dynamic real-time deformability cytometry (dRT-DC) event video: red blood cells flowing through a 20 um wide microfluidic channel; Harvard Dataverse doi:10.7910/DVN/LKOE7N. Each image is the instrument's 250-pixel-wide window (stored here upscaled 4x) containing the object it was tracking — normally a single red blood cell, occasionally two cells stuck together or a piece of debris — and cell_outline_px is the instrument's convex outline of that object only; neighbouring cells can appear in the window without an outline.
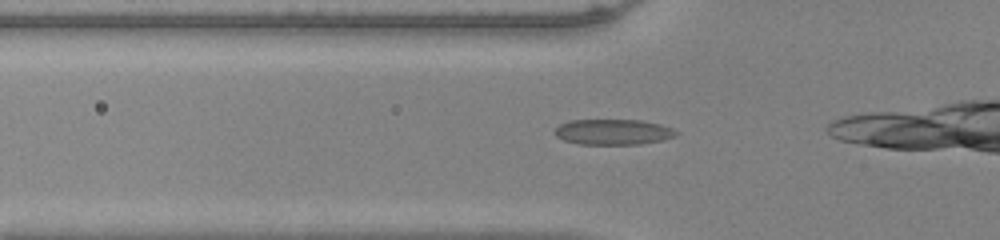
{"species": "common noctule bat (a hibernating species)", "species_latin": "Nyctalus noctula", "temperature_condition": "warm", "stored_images_in_passage": 12, "camera_frame_rate_fps": 3000, "um_per_image_px": 0.085, "animal": {"sex": "male", "body_mass_g": 20.0, "forearm_length_mm": 53.3}, "frame": {"image": 1, "passage_image": 7, "time_ms": 2.0, "image_size_px": [1000, 240], "cell_outline_px": [[680, 132], [676, 136], [660, 140], [640, 144], [580, 144], [564, 140], [556, 136], [556, 128], [560, 124], [572, 120], [640, 120], [660, 124], [672, 128]], "centroid_in_image_um": [52.15, 11.21], "position_along_channel_um": 73.7, "area_um2": 17.92}}
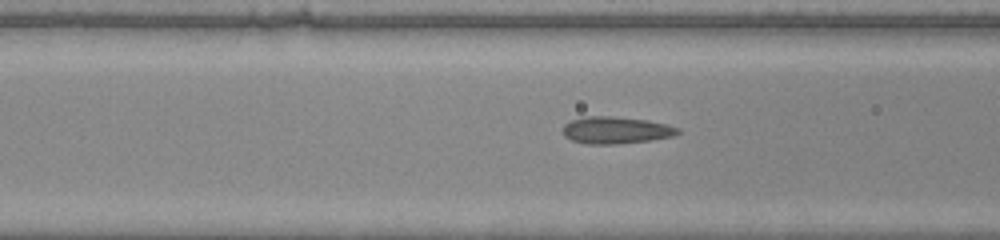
{"frame": {"image": 2, "passage_image": 10, "time_ms": 3.0, "image_size_px": [1000, 240], "cell_outline_px": [[680, 132], [672, 136], [648, 140], [616, 144], [584, 144], [572, 140], [564, 136], [564, 124], [572, 120], [584, 116], [608, 116], [648, 120], [668, 124], [680, 128]], "centroid_in_image_um": [52.35, 11.06], "position_along_channel_um": 114.3, "area_um2": 18.03}}